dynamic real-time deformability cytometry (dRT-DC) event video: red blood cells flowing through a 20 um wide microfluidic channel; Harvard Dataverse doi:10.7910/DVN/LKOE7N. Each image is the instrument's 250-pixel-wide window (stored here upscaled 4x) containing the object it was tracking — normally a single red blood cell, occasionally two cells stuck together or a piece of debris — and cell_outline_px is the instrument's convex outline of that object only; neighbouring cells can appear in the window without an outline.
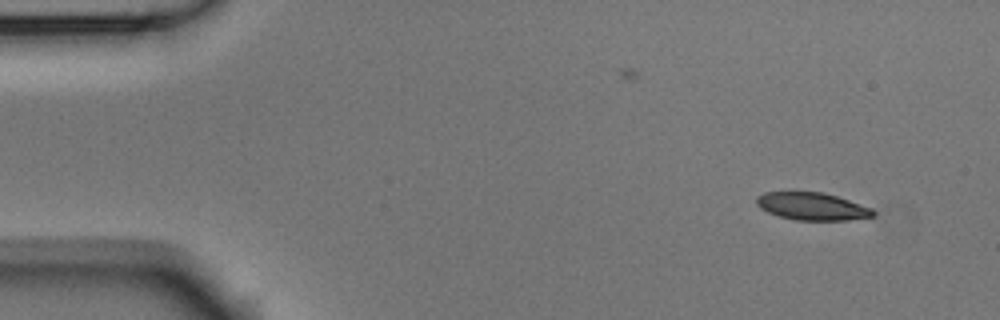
{"species": "Egyptian fruit bat (a non-hibernating species)", "species_latin": "Rousettus aegyptiacus", "temperature_condition": "room temperature", "stored_images_in_passage": 4, "camera_frame_rate_fps": 3000, "um_per_image_px": 0.085, "animal": {"sex": "male"}, "frame": {"image": 1, "passage_image": 1, "time_ms": 0.0, "image_size_px": [1000, 320], "cell_outline_px": [[876, 216], [848, 220], [796, 220], [780, 216], [768, 212], [760, 208], [756, 204], [756, 196], [764, 192], [824, 192], [872, 208], [876, 212]], "centroid_in_image_um": [69.03, 17.54], "position_along_channel_um": 16.0, "area_um2": 18.73}}
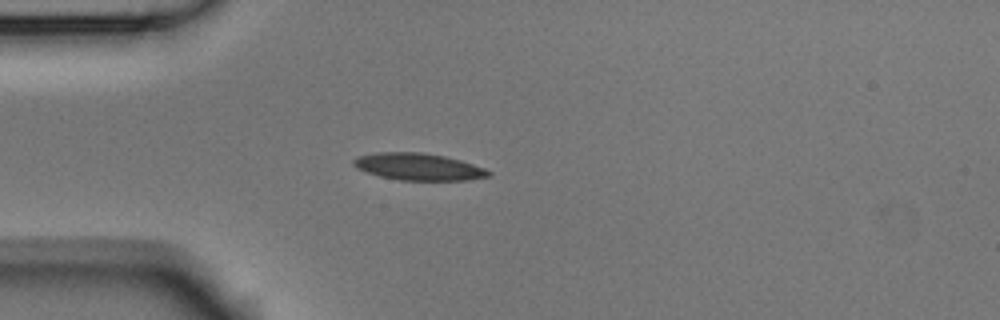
{"frame": {"image": 2, "passage_image": 4, "time_ms": 1.0, "image_size_px": [1000, 320], "cell_outline_px": [[492, 176], [468, 180], [400, 180], [380, 176], [356, 168], [352, 164], [352, 160], [356, 156], [376, 152], [420, 152], [444, 156], [460, 160], [484, 168], [492, 172]], "centroid_in_image_um": [35.55, 14.17], "position_along_channel_um": 49.4, "area_um2": 21.27}}